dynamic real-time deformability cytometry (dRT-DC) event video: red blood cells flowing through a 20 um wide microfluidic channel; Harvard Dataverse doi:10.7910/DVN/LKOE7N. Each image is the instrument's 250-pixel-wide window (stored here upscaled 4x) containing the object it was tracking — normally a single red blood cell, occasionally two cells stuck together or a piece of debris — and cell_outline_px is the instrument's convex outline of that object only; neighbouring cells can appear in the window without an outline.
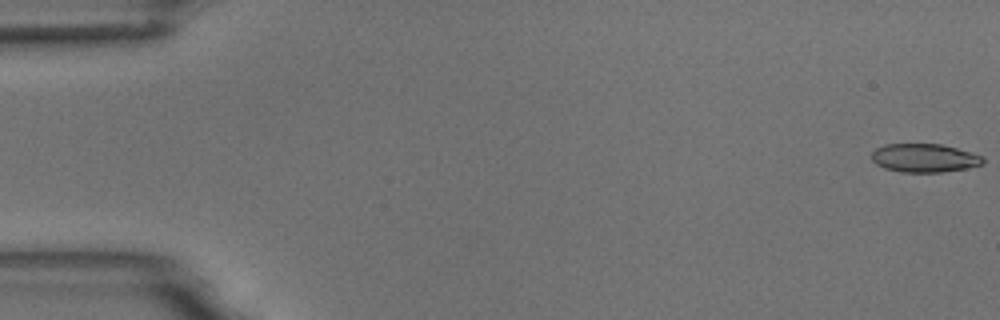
{"species": "common noctule bat (a hibernating species)", "species_latin": "Nyctalus noctula", "temperature_condition": "room temperature", "stored_images_in_passage": 7, "camera_frame_rate_fps": 3000, "um_per_image_px": 0.085, "animal": {"sex": "male", "body_mass_g": 18.8}, "frame": {"image": 1, "passage_image": 1, "time_ms": 0.0, "image_size_px": [1000, 320], "cell_outline_px": [[984, 164], [944, 172], [900, 172], [884, 168], [876, 164], [872, 160], [872, 152], [876, 148], [884, 144], [940, 144], [972, 152], [984, 156]], "centroid_in_image_um": [78.57, 13.43], "position_along_channel_um": 6.4, "area_um2": 18.55}}